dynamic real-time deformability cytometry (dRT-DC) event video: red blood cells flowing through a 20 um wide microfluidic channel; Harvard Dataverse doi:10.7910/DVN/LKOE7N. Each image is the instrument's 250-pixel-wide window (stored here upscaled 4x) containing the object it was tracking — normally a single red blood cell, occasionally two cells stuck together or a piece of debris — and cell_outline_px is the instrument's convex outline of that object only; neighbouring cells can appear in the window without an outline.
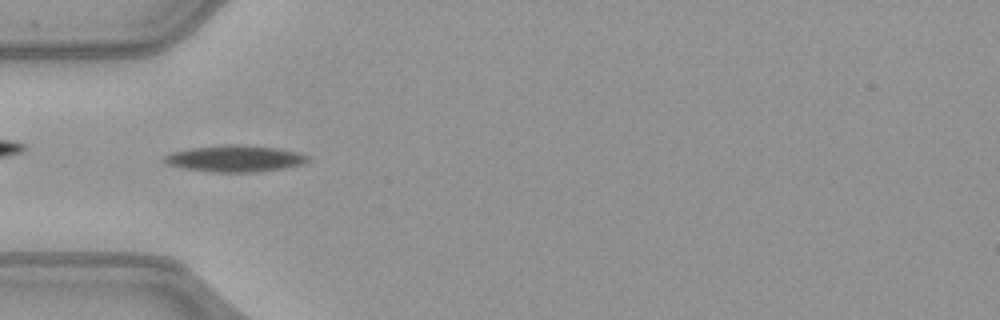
{"species": "common noctule bat (a hibernating species)", "species_latin": "Nyctalus noctula", "temperature_condition": "warm", "stored_images_in_passage": 35, "camera_frame_rate_fps": 3000, "um_per_image_px": 0.085, "animal": {"sex": "female", "body_mass_g": 21.9}, "frame": {"image": 1, "passage_image": 1, "time_ms": 0.0, "image_size_px": [1000, 320], "cell_outline_px": [[312, 160], [304, 164], [284, 168], [252, 172], [216, 172], [184, 168], [168, 164], [164, 160], [164, 156], [172, 152], [192, 148], [224, 144], [236, 144], [276, 148], [300, 152], [312, 156]], "centroid_in_image_um": [20.07, 13.47], "position_along_channel_um": 64.9, "area_um2": 22.2}}
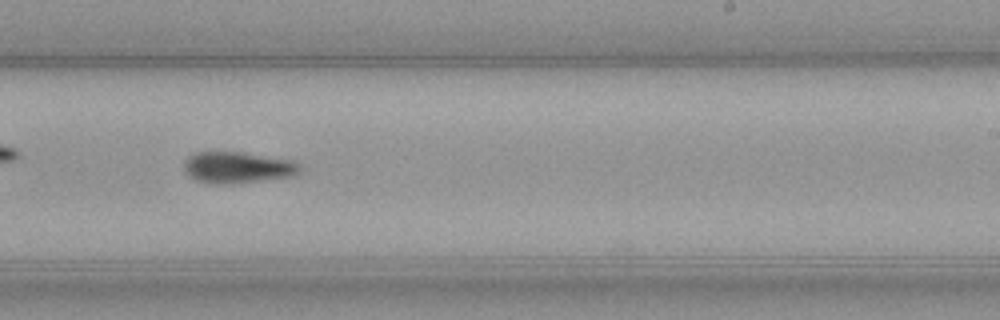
{"frame": {"image": 2, "passage_image": 16, "time_ms": 5.0, "image_size_px": [1000, 320], "cell_outline_px": [[304, 168], [300, 172], [292, 176], [232, 184], [208, 184], [196, 180], [188, 176], [184, 172], [184, 160], [192, 152], [244, 152], [292, 160], [300, 164]], "centroid_in_image_um": [20.17, 14.23], "position_along_channel_um": 268.8, "area_um2": 21.62}}
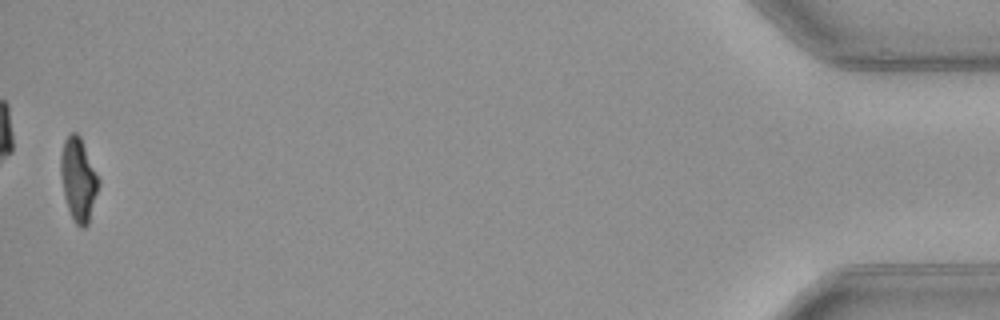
{"frame": {"image": 3, "passage_image": 35, "time_ms": 11.333, "image_size_px": [1000, 320], "cell_outline_px": [[100, 184], [88, 224], [84, 228], [80, 228], [76, 224], [68, 208], [64, 196], [60, 172], [60, 156], [64, 140], [72, 132], [76, 132], [80, 136], [100, 180]], "centroid_in_image_um": [6.66, 15.25], "position_along_channel_um": 428.5, "area_um2": 18.32}, "authors_computed_cell_mechanics": {"area_um2": 20.6924, "velocity_mm_per_s": 4.0723, "shape_relaxation_time_tau1_ms": 3.9274, "shape_relaxation_time_tau2_ms": null, "deformation_change_tau1": 0.157, "deformation_change_tau2": null}}